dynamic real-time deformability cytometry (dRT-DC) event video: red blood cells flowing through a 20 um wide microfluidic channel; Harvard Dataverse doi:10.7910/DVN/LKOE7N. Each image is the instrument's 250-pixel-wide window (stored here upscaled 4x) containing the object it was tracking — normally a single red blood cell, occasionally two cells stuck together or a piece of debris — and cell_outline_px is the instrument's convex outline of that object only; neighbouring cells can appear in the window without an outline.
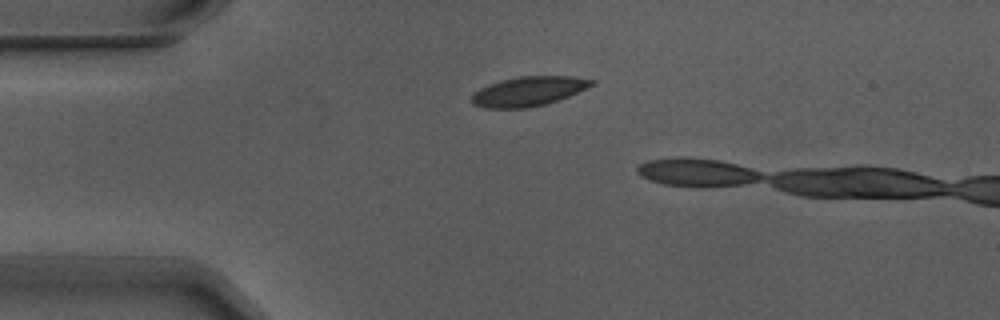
{"species": "Egyptian fruit bat (a non-hibernating species)", "species_latin": "Rousettus aegyptiacus", "temperature_condition": "warm", "stored_images_in_passage": 2, "camera_frame_rate_fps": 3000, "um_per_image_px": 0.085, "animal": {"sex": "male"}, "frame": {"image": 1, "passage_image": 1, "time_ms": 0.0, "image_size_px": [1000, 320], "cell_outline_px": [[596, 84], [568, 96], [544, 104], [528, 108], [488, 108], [472, 104], [472, 92], [488, 84], [520, 76], [568, 76], [596, 80]], "centroid_in_image_um": [44.92, 7.76], "position_along_channel_um": 40.1, "area_um2": 20.46}}